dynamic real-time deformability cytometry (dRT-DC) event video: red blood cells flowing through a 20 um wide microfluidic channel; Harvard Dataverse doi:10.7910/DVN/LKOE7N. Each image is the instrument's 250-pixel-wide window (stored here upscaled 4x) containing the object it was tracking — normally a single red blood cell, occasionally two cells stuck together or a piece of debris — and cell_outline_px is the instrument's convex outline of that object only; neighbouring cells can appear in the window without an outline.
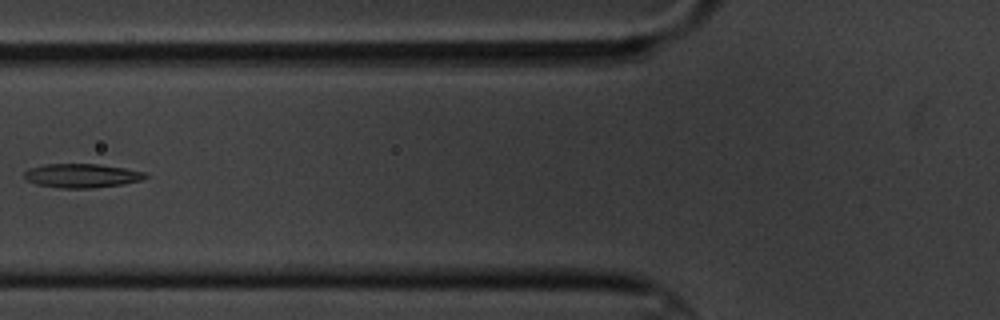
{"species": "common noctule bat (a hibernating species)", "species_latin": "Nyctalus noctula", "temperature_condition": "cold", "stored_images_in_passage": 14, "segment_of_instrument_passage": [1, 2], "camera_frame_rate_fps": 3000, "um_per_image_px": 0.085, "animal": {"sex": "male", "body_mass_g": 20.1, "forearm_length_mm": 53.5}, "frame": {"image": 1, "passage_image": 4, "time_ms": 3.667, "image_size_px": [1000, 320], "cell_outline_px": [[148, 176], [140, 180], [124, 184], [92, 188], [60, 188], [36, 184], [28, 180], [24, 176], [24, 172], [28, 168], [44, 164], [100, 164], [124, 168], [144, 172]], "centroid_in_image_um": [6.93, 14.93], "position_along_channel_um": 118.9, "area_um2": 16.88}}
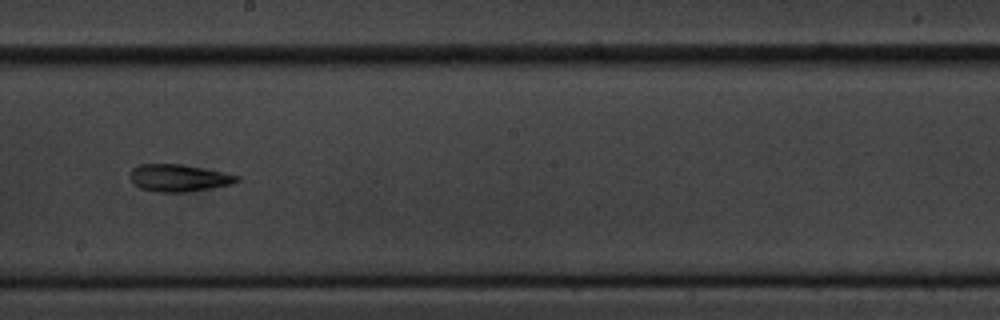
{"frame": {"image": 2, "passage_image": 7, "time_ms": 7.0, "image_size_px": [1000, 320], "cell_outline_px": [[240, 180], [232, 184], [212, 188], [184, 192], [156, 192], [140, 188], [132, 184], [128, 176], [132, 168], [140, 164], [180, 164], [224, 172], [240, 176]], "centroid_in_image_um": [15.16, 15.13], "position_along_channel_um": 233.0, "area_um2": 17.11}}
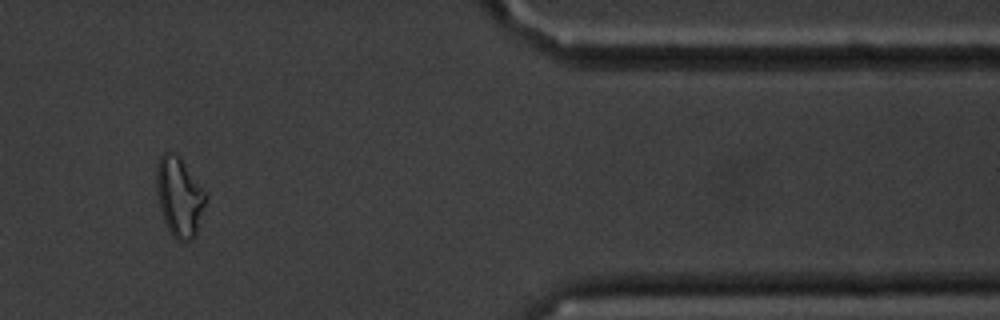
{"frame": {"image": 3, "passage_image": 11, "time_ms": 12.667, "image_size_px": [1000, 320], "cell_outline_px": [[208, 196], [196, 232], [192, 240], [176, 240], [172, 236], [164, 220], [160, 208], [156, 192], [156, 164], [160, 156], [164, 152], [176, 152], [180, 156]], "centroid_in_image_um": [15.22, 16.69], "position_along_channel_um": 396.2, "area_um2": 22.83}}